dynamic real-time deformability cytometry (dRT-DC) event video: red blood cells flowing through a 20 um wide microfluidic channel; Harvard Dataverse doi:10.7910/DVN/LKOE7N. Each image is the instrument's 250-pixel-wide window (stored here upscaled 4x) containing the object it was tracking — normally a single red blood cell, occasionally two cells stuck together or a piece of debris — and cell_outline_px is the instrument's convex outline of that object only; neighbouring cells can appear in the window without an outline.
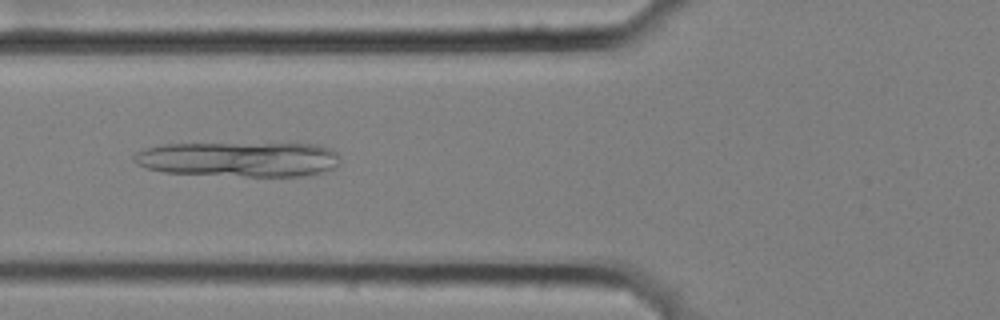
{"species": "common noctule bat (a hibernating species)", "species_latin": "Nyctalus noctula", "temperature_condition": "cold", "stored_images_in_passage": 8, "camera_frame_rate_fps": 3000, "um_per_image_px": 0.085, "animal": {"sex": "female", "body_mass_g": 25.1}, "frame": {"image": 1, "passage_image": 7, "time_ms": 2.0, "image_size_px": [1000, 320], "cell_outline_px": [[340, 160], [336, 168], [320, 172], [300, 176], [244, 176], [164, 172], [148, 168], [136, 164], [132, 160], [132, 156], [136, 152], [144, 148], [160, 144], [316, 144], [328, 148], [336, 152], [340, 156]], "centroid_in_image_um": [20.29, 13.53], "position_along_channel_um": 105.5, "area_um2": 41.96}}
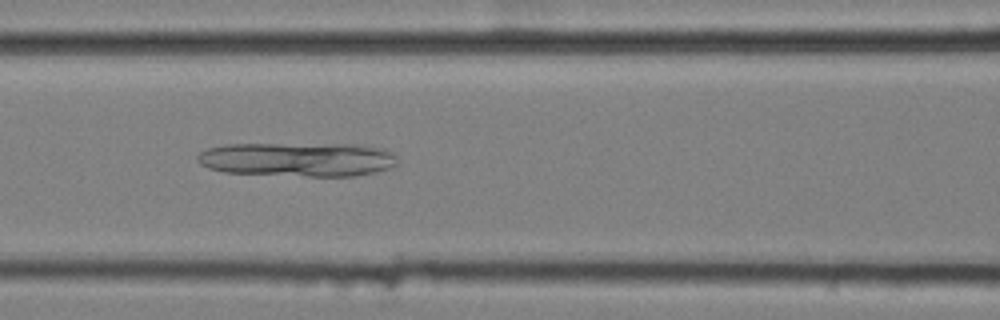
{"frame": {"image": 2, "passage_image": 8, "time_ms": 2.333, "image_size_px": [1000, 320], "cell_outline_px": [[396, 164], [392, 168], [376, 172], [356, 176], [308, 176], [224, 172], [208, 168], [200, 164], [196, 160], [196, 156], [200, 152], [208, 148], [224, 144], [368, 144], [384, 148], [392, 152], [396, 156]], "centroid_in_image_um": [25.35, 13.53], "position_along_channel_um": 141.2, "area_um2": 40.34}}